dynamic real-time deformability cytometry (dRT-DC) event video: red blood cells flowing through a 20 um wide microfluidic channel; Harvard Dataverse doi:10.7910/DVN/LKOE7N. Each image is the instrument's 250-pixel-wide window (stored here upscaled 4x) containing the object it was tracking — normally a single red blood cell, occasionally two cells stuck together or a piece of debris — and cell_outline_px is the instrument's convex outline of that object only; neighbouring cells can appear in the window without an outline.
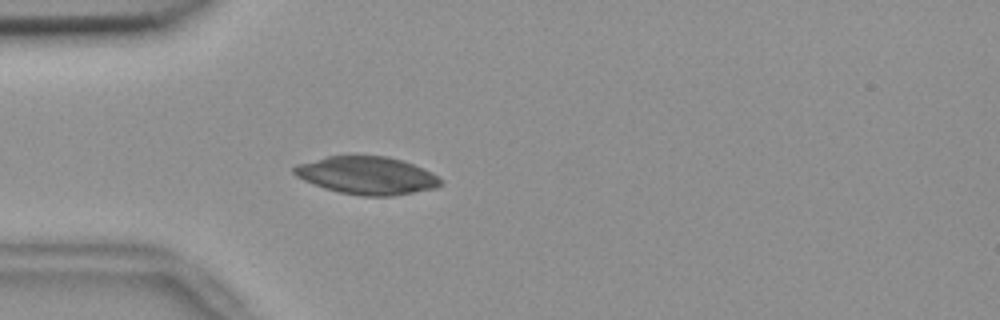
{"species": "common noctule bat (a hibernating species)", "species_latin": "Nyctalus noctula", "temperature_condition": "room temperature", "stored_images_in_passage": 47, "camera_frame_rate_fps": 3000, "um_per_image_px": 0.085, "animal": {"sex": "female", "body_mass_g": 18.4}, "frame": {"image": 1, "passage_image": 7, "time_ms": 2.0, "image_size_px": [1000, 320], "cell_outline_px": [[444, 184], [436, 188], [392, 196], [360, 196], [340, 192], [324, 188], [312, 184], [296, 176], [292, 172], [292, 168], [296, 164], [328, 156], [388, 156], [424, 168], [432, 172], [444, 180]], "centroid_in_image_um": [31.2, 14.92], "position_along_channel_um": 53.8, "area_um2": 32.43}}
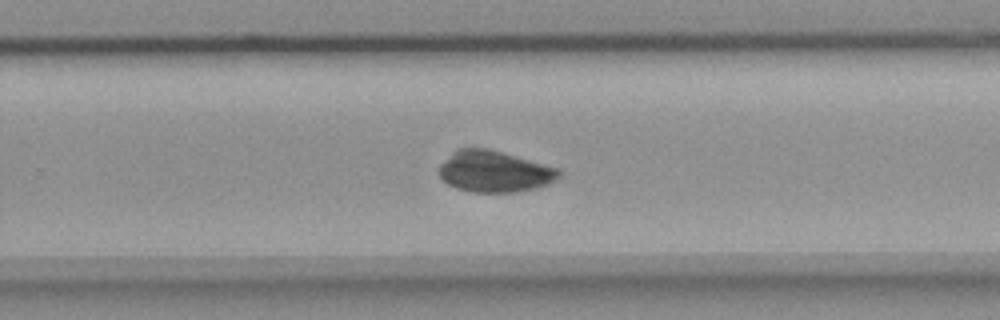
{"frame": {"image": 2, "passage_image": 27, "time_ms": 8.667, "image_size_px": [1000, 320], "cell_outline_px": [[560, 176], [556, 180], [548, 184], [536, 188], [516, 192], [472, 192], [456, 188], [448, 184], [440, 176], [440, 164], [456, 148], [488, 148], [504, 152], [560, 168]], "centroid_in_image_um": [42.05, 14.57], "position_along_channel_um": 287.8, "area_um2": 29.07}}
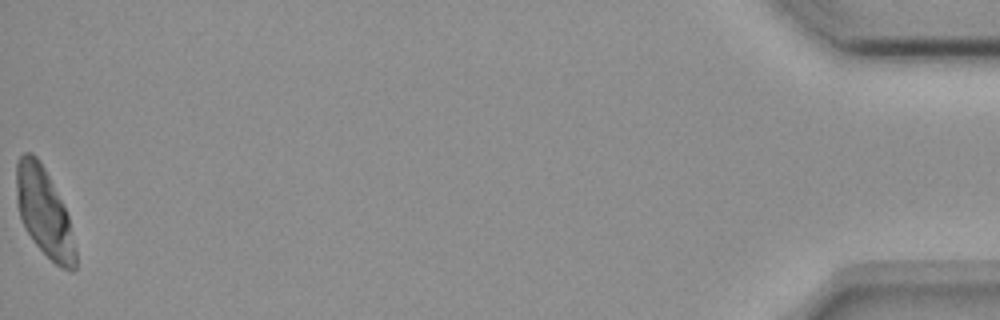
{"frame": {"image": 3, "passage_image": 47, "time_ms": 15.333, "image_size_px": [1000, 320], "cell_outline_px": [[76, 268], [72, 272], [56, 264], [32, 240], [24, 228], [16, 204], [16, 160], [24, 152], [32, 152], [40, 160], [68, 216], [76, 252]], "centroid_in_image_um": [3.71, 18.03], "position_along_channel_um": 431.5, "area_um2": 30.11}}